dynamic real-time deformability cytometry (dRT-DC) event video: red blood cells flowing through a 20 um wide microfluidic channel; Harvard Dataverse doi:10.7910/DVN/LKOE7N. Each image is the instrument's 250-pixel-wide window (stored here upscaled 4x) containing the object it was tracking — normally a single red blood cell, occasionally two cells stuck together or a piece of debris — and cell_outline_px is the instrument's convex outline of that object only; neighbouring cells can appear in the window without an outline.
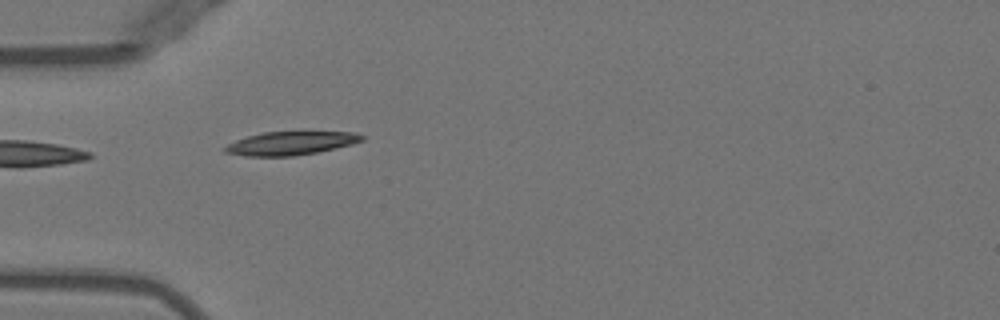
{"species": "Egyptian fruit bat (a non-hibernating species)", "species_latin": "Rousettus aegyptiacus", "temperature_condition": "warm", "stored_images_in_passage": 36, "camera_frame_rate_fps": 3000, "um_per_image_px": 0.085, "animal": {"sex": "female"}, "frame": {"image": 1, "passage_image": 1, "time_ms": 0.0, "image_size_px": [1000, 320], "cell_outline_px": [[364, 140], [352, 144], [316, 152], [292, 156], [248, 156], [224, 152], [224, 148], [228, 144], [236, 140], [248, 136], [264, 132], [352, 132], [364, 136]], "centroid_in_image_um": [24.7, 12.17], "position_along_channel_um": 60.3, "area_um2": 18.38}}
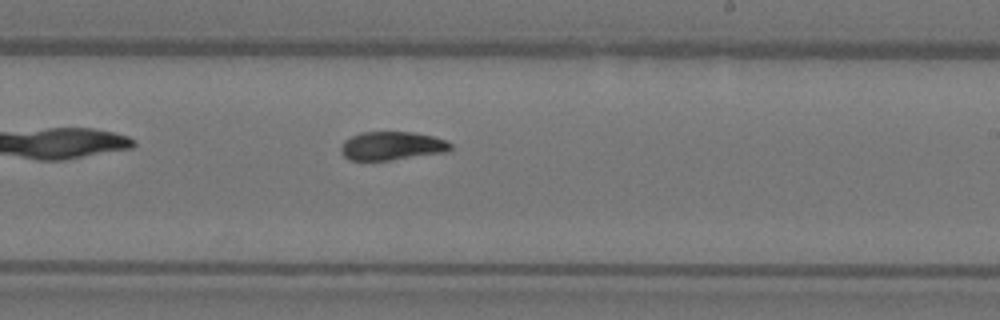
{"frame": {"image": 2, "passage_image": 16, "time_ms": 5.0, "image_size_px": [1000, 320], "cell_outline_px": [[452, 148], [448, 152], [392, 160], [348, 160], [340, 152], [340, 148], [344, 140], [360, 132], [412, 132], [432, 136], [448, 140], [452, 144]], "centroid_in_image_um": [33.33, 12.4], "position_along_channel_um": 255.7, "area_um2": 18.44}}
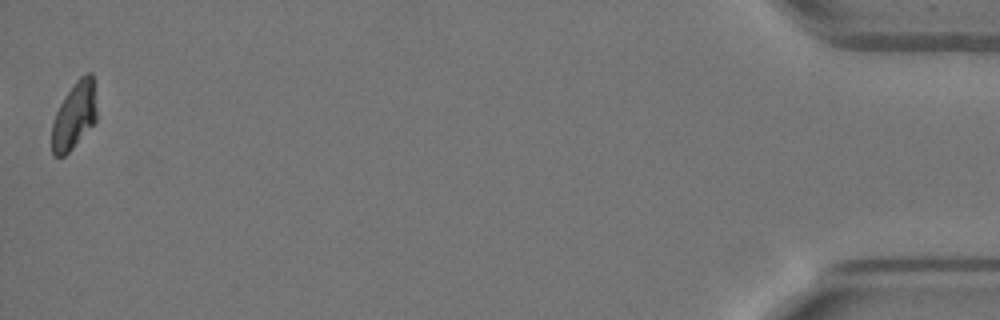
{"frame": {"image": 3, "passage_image": 36, "time_ms": 11.667, "image_size_px": [1000, 320], "cell_outline_px": [[96, 120], [72, 148], [64, 156], [52, 156], [52, 124], [56, 112], [64, 96], [76, 80], [80, 76], [88, 72], [92, 72], [96, 112]], "centroid_in_image_um": [6.29, 9.81], "position_along_channel_um": 428.9, "area_um2": 17.22}, "authors_computed_cell_mechanics": {"area_um2": 18.5538, "velocity_mm_per_s": 3.9747, "shape_relaxation_time_tau1_ms": 7.8238, "shape_relaxation_time_tau2_ms": 2.5517, "deformation_change_tau1": 0.2533, "deformation_change_tau2": 0.0713}}